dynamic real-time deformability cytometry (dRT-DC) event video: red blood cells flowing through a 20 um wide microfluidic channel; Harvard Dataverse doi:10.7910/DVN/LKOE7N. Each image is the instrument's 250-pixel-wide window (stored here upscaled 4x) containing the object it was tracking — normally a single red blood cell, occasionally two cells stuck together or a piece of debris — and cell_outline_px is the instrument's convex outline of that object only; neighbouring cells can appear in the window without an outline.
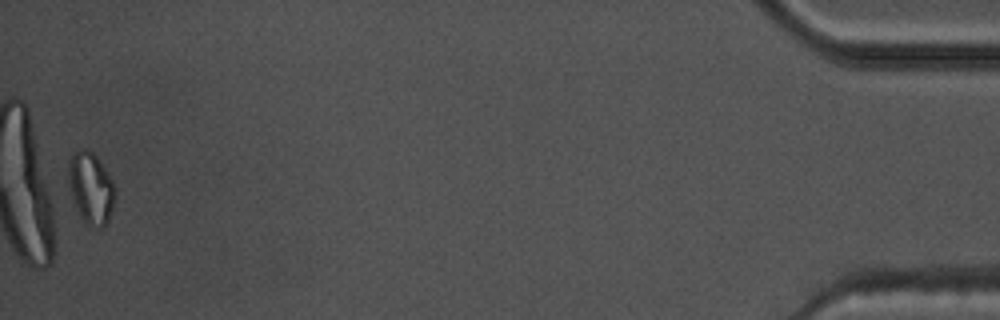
{"species": "common noctule bat (a hibernating species)", "species_latin": "Nyctalus noctula", "temperature_condition": "warm", "stored_images_in_passage": 37, "camera_frame_rate_fps": 3000, "um_per_image_px": 0.085, "animal": {"sex": "male", "body_mass_g": 17.5, "forearm_length_mm": 52.3}, "frame": {"image": 1, "passage_image": 37, "time_ms": 12.0, "image_size_px": [1000, 320], "cell_outline_px": [[116, 196], [108, 220], [100, 228], [92, 228], [80, 216], [76, 208], [72, 196], [68, 172], [68, 160], [72, 152], [80, 148], [84, 148], [92, 152], [96, 156], [112, 180], [116, 188]], "centroid_in_image_um": [7.72, 15.96], "position_along_channel_um": 427.5, "area_um2": 19.36}, "authors_computed_cell_mechanics": {"area_um2": 11.56, "velocity_mm_per_s": 3.8023, "shape_relaxation_time_tau1_ms": 4.7791, "shape_relaxation_time_tau2_ms": null, "deformation_change_tau1": 0.1509, "deformation_change_tau2": null}}